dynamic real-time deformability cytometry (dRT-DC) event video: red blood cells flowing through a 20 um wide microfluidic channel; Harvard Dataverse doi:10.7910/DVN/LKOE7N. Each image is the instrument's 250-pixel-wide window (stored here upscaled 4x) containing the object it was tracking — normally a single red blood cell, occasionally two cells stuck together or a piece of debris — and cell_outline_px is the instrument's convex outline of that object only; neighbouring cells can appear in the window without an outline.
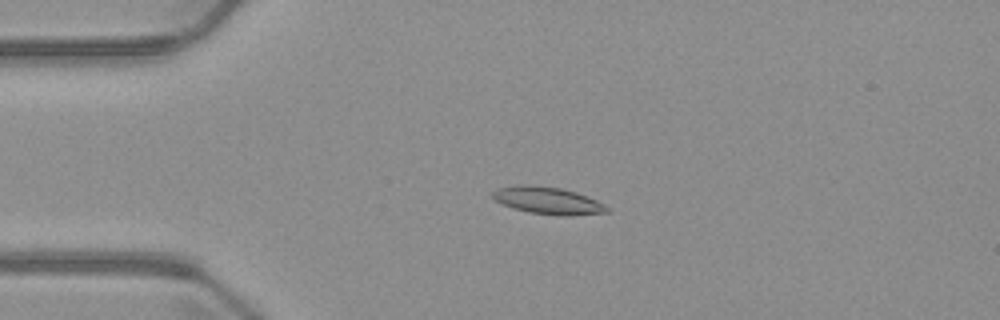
{"species": "common noctule bat (a hibernating species)", "species_latin": "Nyctalus noctula", "temperature_condition": "warm", "stored_images_in_passage": 4, "camera_frame_rate_fps": 3000, "um_per_image_px": 0.085, "animal": {"sex": "male", "body_mass_g": 23.1, "forearm_length_mm": 52.7}, "frame": {"image": 1, "passage_image": 3, "time_ms": 3.333, "image_size_px": [1000, 320], "cell_outline_px": [[612, 208], [608, 212], [568, 216], [560, 216], [528, 212], [512, 208], [496, 200], [492, 196], [492, 192], [496, 188], [520, 184], [524, 184], [560, 188], [576, 192], [596, 200]], "centroid_in_image_um": [46.58, 17.05], "position_along_channel_um": 38.4, "area_um2": 18.15}}